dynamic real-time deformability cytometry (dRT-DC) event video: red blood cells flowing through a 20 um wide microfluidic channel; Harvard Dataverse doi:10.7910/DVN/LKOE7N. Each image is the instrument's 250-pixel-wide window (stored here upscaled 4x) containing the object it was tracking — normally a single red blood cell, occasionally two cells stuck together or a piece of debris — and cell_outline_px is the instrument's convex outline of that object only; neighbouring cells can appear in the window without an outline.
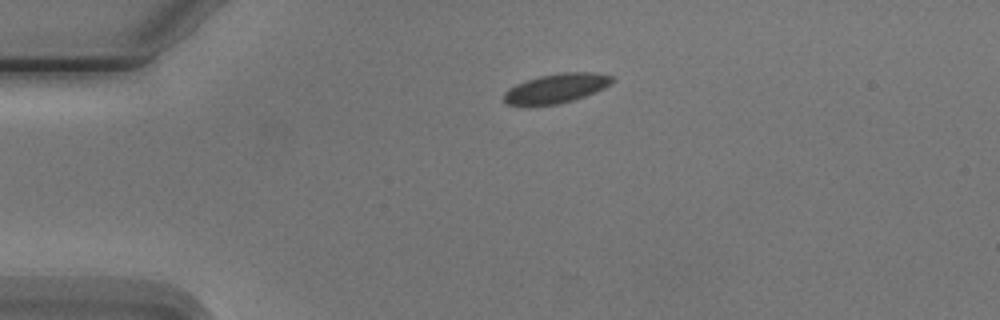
{"species": "Egyptian fruit bat (a non-hibernating species)", "species_latin": "Rousettus aegyptiacus", "temperature_condition": "cold", "stored_images_in_passage": 5, "camera_frame_rate_fps": 3000, "um_per_image_px": 0.085, "animal": {"sex": "male"}, "frame": {"image": 1, "passage_image": 5, "time_ms": 4.667, "image_size_px": [1000, 320], "cell_outline_px": [[616, 80], [612, 84], [604, 88], [584, 96], [572, 100], [556, 104], [524, 108], [504, 104], [504, 92], [508, 88], [524, 80], [540, 76], [560, 72], [596, 72], [616, 76]], "centroid_in_image_um": [47.25, 7.52], "position_along_channel_um": 37.8, "area_um2": 19.31}}